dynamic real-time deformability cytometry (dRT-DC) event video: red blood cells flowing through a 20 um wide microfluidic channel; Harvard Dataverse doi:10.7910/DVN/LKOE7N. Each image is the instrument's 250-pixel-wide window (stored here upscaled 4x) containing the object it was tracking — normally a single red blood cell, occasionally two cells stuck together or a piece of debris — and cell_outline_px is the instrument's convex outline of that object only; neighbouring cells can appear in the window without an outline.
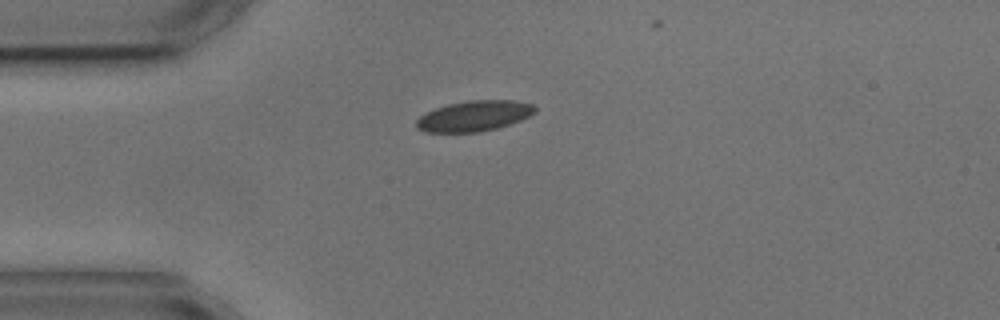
{"species": "common noctule bat (a hibernating species)", "species_latin": "Nyctalus noctula", "temperature_condition": "cold", "stored_images_in_passage": 3, "camera_frame_rate_fps": 3000, "um_per_image_px": 0.085, "animal": {"sex": "male", "body_mass_g": 17.9, "forearm_length_mm": 54.2}, "frame": {"image": 1, "passage_image": 1, "time_ms": 0.0, "image_size_px": [1000, 320], "cell_outline_px": [[536, 112], [520, 120], [496, 128], [476, 132], [424, 132], [416, 128], [416, 120], [420, 116], [436, 108], [448, 104], [468, 100], [512, 100], [532, 104], [536, 108]], "centroid_in_image_um": [40.28, 9.85], "position_along_channel_um": 44.7, "area_um2": 20.92}}
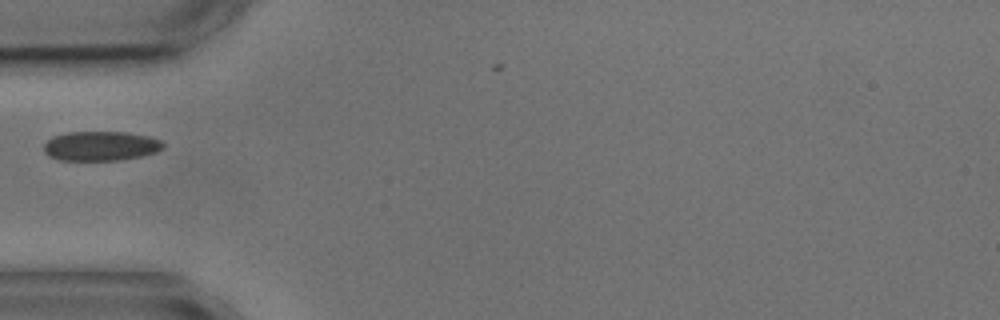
{"frame": {"image": 2, "passage_image": 2, "time_ms": 1.333, "image_size_px": [1000, 320], "cell_outline_px": [[164, 148], [156, 152], [140, 156], [120, 160], [60, 160], [48, 156], [44, 152], [44, 144], [52, 136], [68, 132], [124, 132], [148, 136], [160, 140], [164, 144]], "centroid_in_image_um": [8.54, 12.41], "position_along_channel_um": 76.5, "area_um2": 20.52}}